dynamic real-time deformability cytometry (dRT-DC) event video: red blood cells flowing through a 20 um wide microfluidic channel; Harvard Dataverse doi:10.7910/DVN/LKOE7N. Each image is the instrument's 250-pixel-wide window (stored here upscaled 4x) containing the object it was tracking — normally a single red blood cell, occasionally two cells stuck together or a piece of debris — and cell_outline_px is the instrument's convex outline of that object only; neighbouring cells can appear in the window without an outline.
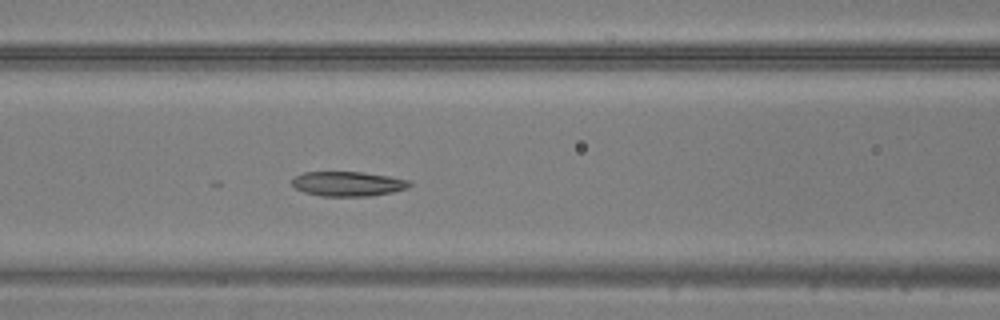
{"species": "common noctule bat (a hibernating species)", "species_latin": "Nyctalus noctula", "temperature_condition": "warm", "stored_images_in_passage": 48, "camera_frame_rate_fps": 3000, "um_per_image_px": 0.085, "animal": {"sex": "male", "body_mass_g": 20.5, "forearm_length_mm": 52.5}, "frame": {"image": 1, "passage_image": 20, "time_ms": 6.333, "image_size_px": [1000, 320], "cell_outline_px": [[412, 184], [408, 188], [392, 192], [372, 196], [320, 196], [304, 192], [296, 188], [292, 184], [292, 180], [296, 176], [304, 172], [360, 172], [388, 176], [408, 180]], "centroid_in_image_um": [29.58, 15.63], "position_along_channel_um": 137.0, "area_um2": 16.82}}
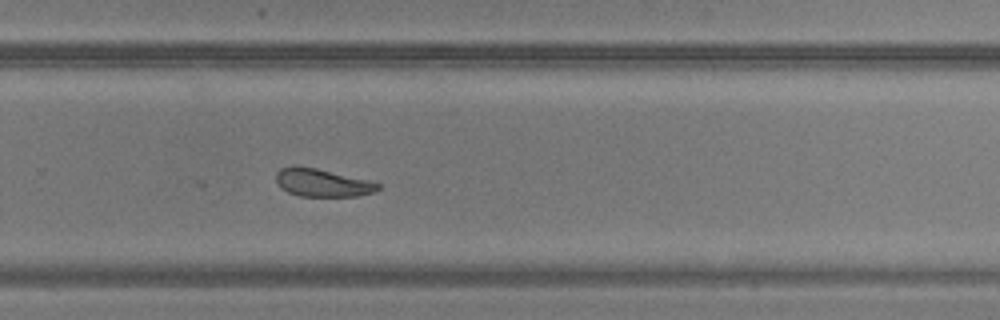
{"frame": {"image": 2, "passage_image": 32, "time_ms": 10.333, "image_size_px": [1000, 320], "cell_outline_px": [[380, 188], [376, 192], [356, 196], [300, 196], [288, 192], [280, 188], [276, 180], [276, 172], [280, 168], [292, 164], [296, 164], [316, 168], [368, 180], [380, 184]], "centroid_in_image_um": [27.35, 15.51], "position_along_channel_um": 302.4, "area_um2": 16.76}}
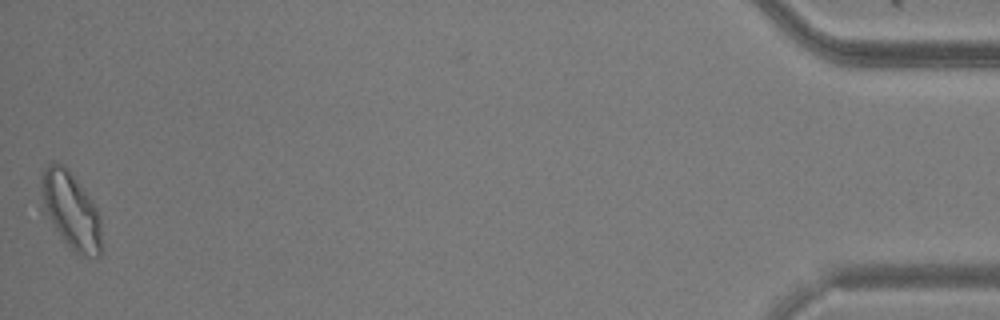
{"frame": {"image": 3, "passage_image": 48, "time_ms": 15.667, "image_size_px": [1000, 320], "cell_outline_px": [[100, 256], [80, 256], [64, 240], [40, 208], [40, 172], [48, 164], [64, 164], [68, 168], [92, 200], [100, 216]], "centroid_in_image_um": [5.97, 17.83], "position_along_channel_um": 429.2, "area_um2": 27.11}}